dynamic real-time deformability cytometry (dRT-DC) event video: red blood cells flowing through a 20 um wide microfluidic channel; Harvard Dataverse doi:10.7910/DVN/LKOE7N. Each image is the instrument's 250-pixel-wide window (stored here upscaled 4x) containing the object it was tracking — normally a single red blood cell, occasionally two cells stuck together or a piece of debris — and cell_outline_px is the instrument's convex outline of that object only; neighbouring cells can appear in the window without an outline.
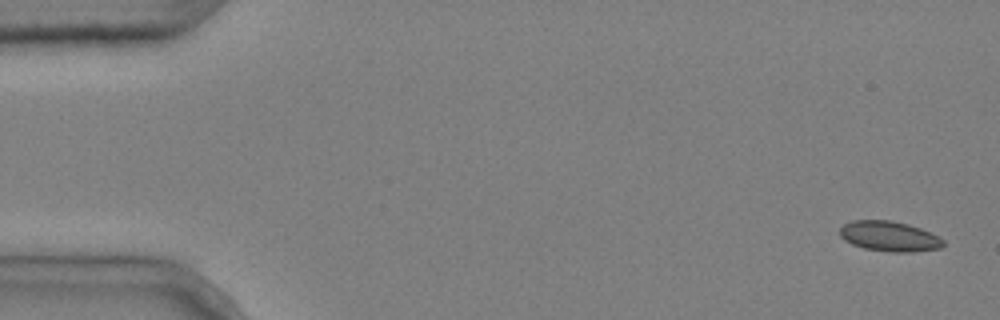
{"species": "common noctule bat (a hibernating species)", "species_latin": "Nyctalus noctula", "temperature_condition": "cold", "stored_images_in_passage": 4, "camera_frame_rate_fps": 3000, "um_per_image_px": 0.085, "animal": {"sex": "male", "body_mass_g": 20.4}, "frame": {"image": 1, "passage_image": 1, "time_ms": 0.0, "image_size_px": [1000, 320], "cell_outline_px": [[944, 244], [940, 248], [912, 252], [888, 252], [864, 248], [852, 244], [844, 240], [840, 236], [840, 228], [844, 224], [852, 220], [892, 220], [908, 224], [920, 228], [940, 236], [944, 240]], "centroid_in_image_um": [75.6, 20.08], "position_along_channel_um": 9.4, "area_um2": 18.32}}
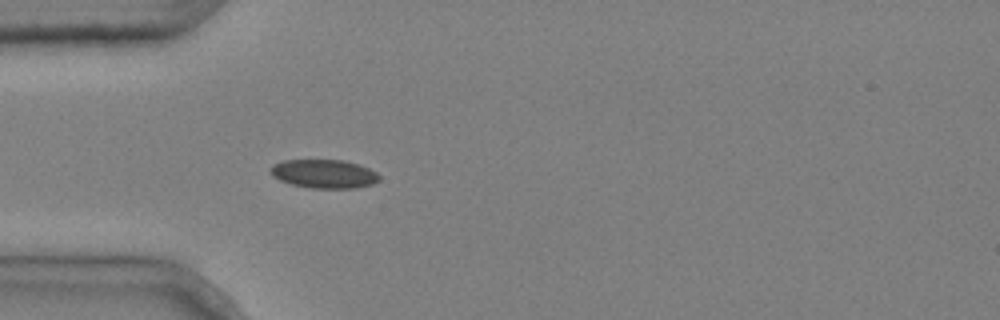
{"frame": {"image": 2, "passage_image": 4, "time_ms": 1.0, "image_size_px": [1000, 320], "cell_outline_px": [[380, 180], [372, 184], [356, 188], [312, 188], [292, 184], [280, 180], [272, 176], [268, 172], [272, 164], [284, 160], [344, 160], [368, 168], [376, 172], [380, 176]], "centroid_in_image_um": [27.52, 14.77], "position_along_channel_um": 57.5, "area_um2": 18.21}}